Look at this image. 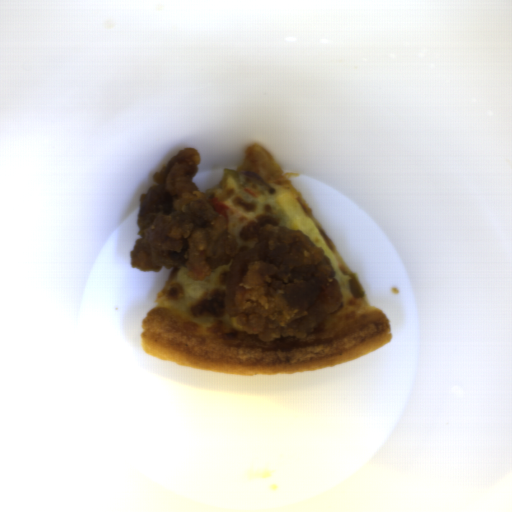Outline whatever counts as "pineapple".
Segmentation results:
<instances>
[{
	"instance_id": "2ff11189",
	"label": "pineapple",
	"mask_w": 512,
	"mask_h": 512,
	"mask_svg": "<svg viewBox=\"0 0 512 512\" xmlns=\"http://www.w3.org/2000/svg\"><path fill=\"white\" fill-rule=\"evenodd\" d=\"M276 201L289 220L294 225L296 231H299L311 238L319 250L329 261L332 269L337 265L336 257L326 242L324 236L316 225L315 221L308 218L302 205L289 191L276 195Z\"/></svg>"
}]
</instances>
